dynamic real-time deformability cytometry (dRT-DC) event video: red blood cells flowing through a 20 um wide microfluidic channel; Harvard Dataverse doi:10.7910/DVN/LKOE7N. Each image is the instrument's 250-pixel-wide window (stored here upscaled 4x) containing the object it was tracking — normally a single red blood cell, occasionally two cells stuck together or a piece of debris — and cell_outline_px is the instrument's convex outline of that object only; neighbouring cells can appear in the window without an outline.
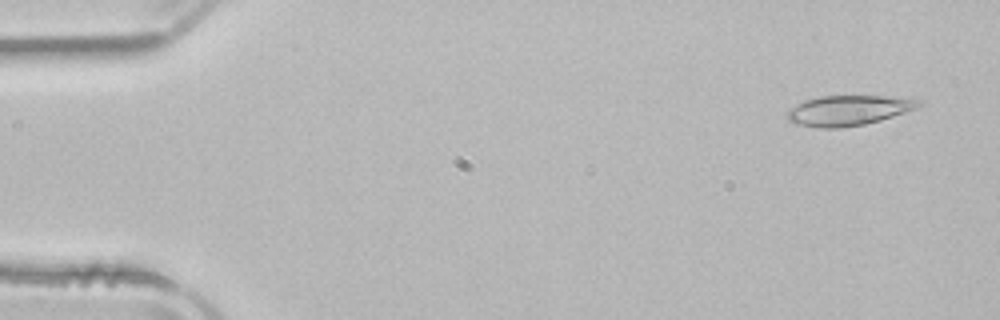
{"species": "common noctule bat (a hibernating species)", "species_latin": "Nyctalus noctula", "temperature_condition": "room temperature", "stored_images_in_passage": 51, "camera_frame_rate_fps": 3000, "um_per_image_px": 0.085, "animal": {"sex": "male", "body_mass_g": 21.5, "forearm_length_mm": 52.0}, "frame": {"image": 1, "passage_image": 3, "time_ms": 0.667, "image_size_px": [1000, 320], "cell_outline_px": [[924, 104], [916, 108], [880, 120], [864, 124], [840, 128], [820, 128], [796, 124], [788, 120], [788, 108], [804, 100], [820, 96], [888, 96], [924, 100]], "centroid_in_image_um": [72.11, 9.38], "position_along_channel_um": 12.9, "area_um2": 23.12}}
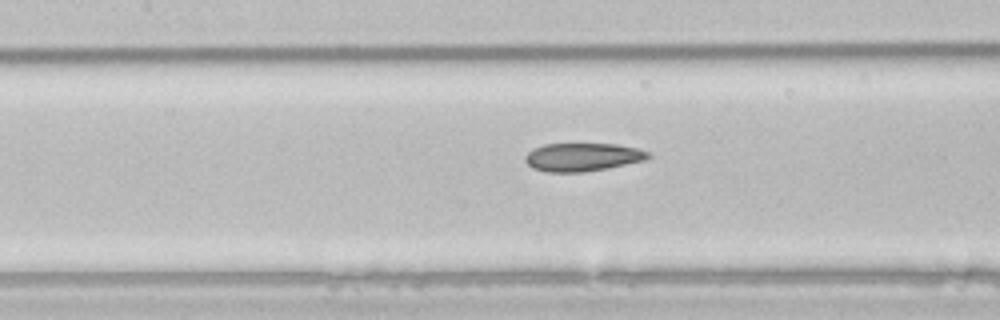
{"frame": {"image": 2, "passage_image": 23, "time_ms": 7.333, "image_size_px": [1000, 320], "cell_outline_px": [[652, 156], [644, 160], [608, 168], [584, 172], [544, 172], [532, 168], [524, 160], [524, 156], [532, 148], [544, 144], [616, 144], [636, 148], [648, 152]], "centroid_in_image_um": [49.47, 13.35], "position_along_channel_um": 157.9, "area_um2": 20.29}}
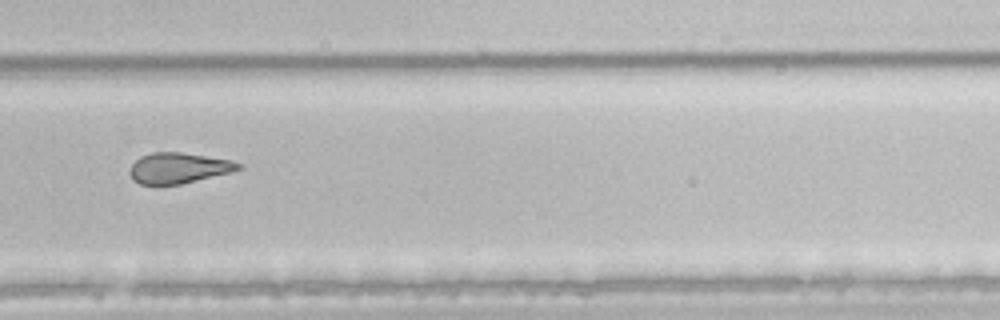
{"frame": {"image": 3, "passage_image": 35, "time_ms": 11.333, "image_size_px": [1000, 320], "cell_outline_px": [[244, 168], [232, 172], [180, 184], [140, 184], [132, 180], [128, 172], [132, 164], [140, 156], [152, 152], [180, 152], [232, 160], [244, 164]], "centroid_in_image_um": [15.2, 14.27], "position_along_channel_um": 314.6, "area_um2": 19.54}, "authors_computed_cell_mechanics": {"area_um2": 21.5594, "velocity_mm_per_s": 3.9414, "shape_relaxation_time_tau1_ms": 11.1047, "shape_relaxation_time_tau2_ms": 5.1072, "deformation_change_tau1": 0.203, "deformation_change_tau2": 0.1232}}